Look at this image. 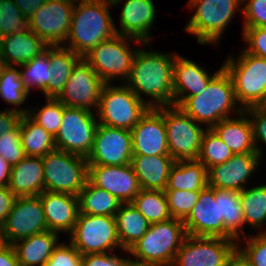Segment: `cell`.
Instances as JSON below:
<instances>
[{
	"label": "cell",
	"mask_w": 266,
	"mask_h": 266,
	"mask_svg": "<svg viewBox=\"0 0 266 266\" xmlns=\"http://www.w3.org/2000/svg\"><path fill=\"white\" fill-rule=\"evenodd\" d=\"M177 53L136 51L131 72L124 82L150 108L174 105L173 74ZM142 94L150 98L145 100Z\"/></svg>",
	"instance_id": "6da1fadb"
},
{
	"label": "cell",
	"mask_w": 266,
	"mask_h": 266,
	"mask_svg": "<svg viewBox=\"0 0 266 266\" xmlns=\"http://www.w3.org/2000/svg\"><path fill=\"white\" fill-rule=\"evenodd\" d=\"M110 7L112 3L107 0H76L65 41L69 46H64L84 57L100 42L114 37L117 33Z\"/></svg>",
	"instance_id": "7a4b0ae2"
},
{
	"label": "cell",
	"mask_w": 266,
	"mask_h": 266,
	"mask_svg": "<svg viewBox=\"0 0 266 266\" xmlns=\"http://www.w3.org/2000/svg\"><path fill=\"white\" fill-rule=\"evenodd\" d=\"M179 107L197 123L205 124L207 129L230 118L231 112H236L237 116L243 111L237 103L232 79L224 68L208 83L205 90L188 97Z\"/></svg>",
	"instance_id": "3957f363"
},
{
	"label": "cell",
	"mask_w": 266,
	"mask_h": 266,
	"mask_svg": "<svg viewBox=\"0 0 266 266\" xmlns=\"http://www.w3.org/2000/svg\"><path fill=\"white\" fill-rule=\"evenodd\" d=\"M186 236L183 220L171 218L150 224L147 232L128 249L134 256L130 260L139 264L173 266Z\"/></svg>",
	"instance_id": "277c9868"
},
{
	"label": "cell",
	"mask_w": 266,
	"mask_h": 266,
	"mask_svg": "<svg viewBox=\"0 0 266 266\" xmlns=\"http://www.w3.org/2000/svg\"><path fill=\"white\" fill-rule=\"evenodd\" d=\"M149 108L125 83L119 86L105 83L94 112L99 124L131 131Z\"/></svg>",
	"instance_id": "5b68a950"
},
{
	"label": "cell",
	"mask_w": 266,
	"mask_h": 266,
	"mask_svg": "<svg viewBox=\"0 0 266 266\" xmlns=\"http://www.w3.org/2000/svg\"><path fill=\"white\" fill-rule=\"evenodd\" d=\"M241 5L242 0H189L195 10L184 30L202 45H216Z\"/></svg>",
	"instance_id": "8992f818"
},
{
	"label": "cell",
	"mask_w": 266,
	"mask_h": 266,
	"mask_svg": "<svg viewBox=\"0 0 266 266\" xmlns=\"http://www.w3.org/2000/svg\"><path fill=\"white\" fill-rule=\"evenodd\" d=\"M223 68L232 79L242 109L255 107L266 93V60L243 50L237 59L228 56Z\"/></svg>",
	"instance_id": "52a82bcc"
},
{
	"label": "cell",
	"mask_w": 266,
	"mask_h": 266,
	"mask_svg": "<svg viewBox=\"0 0 266 266\" xmlns=\"http://www.w3.org/2000/svg\"><path fill=\"white\" fill-rule=\"evenodd\" d=\"M44 191L78 196L88 180L85 157L55 149L41 157Z\"/></svg>",
	"instance_id": "ba28073f"
},
{
	"label": "cell",
	"mask_w": 266,
	"mask_h": 266,
	"mask_svg": "<svg viewBox=\"0 0 266 266\" xmlns=\"http://www.w3.org/2000/svg\"><path fill=\"white\" fill-rule=\"evenodd\" d=\"M128 40L134 43L144 44L132 37L116 34L114 37L100 42L83 58L97 72L104 83L119 79L124 82L128 79L132 68V62L137 49L131 48Z\"/></svg>",
	"instance_id": "9c48e42d"
},
{
	"label": "cell",
	"mask_w": 266,
	"mask_h": 266,
	"mask_svg": "<svg viewBox=\"0 0 266 266\" xmlns=\"http://www.w3.org/2000/svg\"><path fill=\"white\" fill-rule=\"evenodd\" d=\"M69 242L81 255L107 253L121 248L117 232L116 218L104 215L79 213Z\"/></svg>",
	"instance_id": "30bf717a"
},
{
	"label": "cell",
	"mask_w": 266,
	"mask_h": 266,
	"mask_svg": "<svg viewBox=\"0 0 266 266\" xmlns=\"http://www.w3.org/2000/svg\"><path fill=\"white\" fill-rule=\"evenodd\" d=\"M169 155L175 161L198 160L202 137L207 130L175 105L164 106Z\"/></svg>",
	"instance_id": "8fae6325"
},
{
	"label": "cell",
	"mask_w": 266,
	"mask_h": 266,
	"mask_svg": "<svg viewBox=\"0 0 266 266\" xmlns=\"http://www.w3.org/2000/svg\"><path fill=\"white\" fill-rule=\"evenodd\" d=\"M236 253V240L187 235L177 252L173 266H228Z\"/></svg>",
	"instance_id": "7c38bea8"
},
{
	"label": "cell",
	"mask_w": 266,
	"mask_h": 266,
	"mask_svg": "<svg viewBox=\"0 0 266 266\" xmlns=\"http://www.w3.org/2000/svg\"><path fill=\"white\" fill-rule=\"evenodd\" d=\"M96 116L90 110L64 105L62 124L55 136L56 149L87 158L99 124Z\"/></svg>",
	"instance_id": "4fadbf2b"
},
{
	"label": "cell",
	"mask_w": 266,
	"mask_h": 266,
	"mask_svg": "<svg viewBox=\"0 0 266 266\" xmlns=\"http://www.w3.org/2000/svg\"><path fill=\"white\" fill-rule=\"evenodd\" d=\"M46 230L39 195L16 197L5 223L0 227V242L12 245Z\"/></svg>",
	"instance_id": "5bb4252c"
},
{
	"label": "cell",
	"mask_w": 266,
	"mask_h": 266,
	"mask_svg": "<svg viewBox=\"0 0 266 266\" xmlns=\"http://www.w3.org/2000/svg\"><path fill=\"white\" fill-rule=\"evenodd\" d=\"M76 0H46L29 18V29L48 46L65 45Z\"/></svg>",
	"instance_id": "9a60e30c"
},
{
	"label": "cell",
	"mask_w": 266,
	"mask_h": 266,
	"mask_svg": "<svg viewBox=\"0 0 266 266\" xmlns=\"http://www.w3.org/2000/svg\"><path fill=\"white\" fill-rule=\"evenodd\" d=\"M104 84L97 72L82 57L74 66L67 83L56 99L67 107L93 111V108L95 110L98 108Z\"/></svg>",
	"instance_id": "2e32d148"
},
{
	"label": "cell",
	"mask_w": 266,
	"mask_h": 266,
	"mask_svg": "<svg viewBox=\"0 0 266 266\" xmlns=\"http://www.w3.org/2000/svg\"><path fill=\"white\" fill-rule=\"evenodd\" d=\"M133 156L131 131L98 124L88 165L117 166L130 164Z\"/></svg>",
	"instance_id": "e0dca14e"
},
{
	"label": "cell",
	"mask_w": 266,
	"mask_h": 266,
	"mask_svg": "<svg viewBox=\"0 0 266 266\" xmlns=\"http://www.w3.org/2000/svg\"><path fill=\"white\" fill-rule=\"evenodd\" d=\"M133 156L169 155L164 106L149 108L131 130Z\"/></svg>",
	"instance_id": "ac0fdd59"
},
{
	"label": "cell",
	"mask_w": 266,
	"mask_h": 266,
	"mask_svg": "<svg viewBox=\"0 0 266 266\" xmlns=\"http://www.w3.org/2000/svg\"><path fill=\"white\" fill-rule=\"evenodd\" d=\"M88 179L114 195L121 203H131L141 186L131 164L107 166L88 165Z\"/></svg>",
	"instance_id": "d6986e66"
},
{
	"label": "cell",
	"mask_w": 266,
	"mask_h": 266,
	"mask_svg": "<svg viewBox=\"0 0 266 266\" xmlns=\"http://www.w3.org/2000/svg\"><path fill=\"white\" fill-rule=\"evenodd\" d=\"M261 161L258 153H241L207 170L208 186L241 192Z\"/></svg>",
	"instance_id": "ffe728a7"
},
{
	"label": "cell",
	"mask_w": 266,
	"mask_h": 266,
	"mask_svg": "<svg viewBox=\"0 0 266 266\" xmlns=\"http://www.w3.org/2000/svg\"><path fill=\"white\" fill-rule=\"evenodd\" d=\"M183 222L187 235L224 238V220L220 218L214 187L207 185L200 191L198 202Z\"/></svg>",
	"instance_id": "44dd1931"
},
{
	"label": "cell",
	"mask_w": 266,
	"mask_h": 266,
	"mask_svg": "<svg viewBox=\"0 0 266 266\" xmlns=\"http://www.w3.org/2000/svg\"><path fill=\"white\" fill-rule=\"evenodd\" d=\"M124 1L120 13V29L115 26L118 35L128 36L150 44L151 27L153 26L156 9L152 0H114L112 6Z\"/></svg>",
	"instance_id": "7402d4cb"
},
{
	"label": "cell",
	"mask_w": 266,
	"mask_h": 266,
	"mask_svg": "<svg viewBox=\"0 0 266 266\" xmlns=\"http://www.w3.org/2000/svg\"><path fill=\"white\" fill-rule=\"evenodd\" d=\"M222 69L223 65L210 75L197 63L177 54L173 74L174 105L179 107L188 97L200 94Z\"/></svg>",
	"instance_id": "603a6c76"
},
{
	"label": "cell",
	"mask_w": 266,
	"mask_h": 266,
	"mask_svg": "<svg viewBox=\"0 0 266 266\" xmlns=\"http://www.w3.org/2000/svg\"><path fill=\"white\" fill-rule=\"evenodd\" d=\"M41 200L47 229L52 232L71 233L79 214L78 196L43 191Z\"/></svg>",
	"instance_id": "cb8c5ba5"
},
{
	"label": "cell",
	"mask_w": 266,
	"mask_h": 266,
	"mask_svg": "<svg viewBox=\"0 0 266 266\" xmlns=\"http://www.w3.org/2000/svg\"><path fill=\"white\" fill-rule=\"evenodd\" d=\"M48 45L30 29L5 35L0 41V54L7 65L21 66L43 53Z\"/></svg>",
	"instance_id": "d4e9b609"
},
{
	"label": "cell",
	"mask_w": 266,
	"mask_h": 266,
	"mask_svg": "<svg viewBox=\"0 0 266 266\" xmlns=\"http://www.w3.org/2000/svg\"><path fill=\"white\" fill-rule=\"evenodd\" d=\"M8 188L17 196H37L44 191L42 158L26 156L11 168Z\"/></svg>",
	"instance_id": "484cf974"
},
{
	"label": "cell",
	"mask_w": 266,
	"mask_h": 266,
	"mask_svg": "<svg viewBox=\"0 0 266 266\" xmlns=\"http://www.w3.org/2000/svg\"><path fill=\"white\" fill-rule=\"evenodd\" d=\"M175 162L170 155H154L132 156L130 164L141 189L164 191Z\"/></svg>",
	"instance_id": "4316f807"
},
{
	"label": "cell",
	"mask_w": 266,
	"mask_h": 266,
	"mask_svg": "<svg viewBox=\"0 0 266 266\" xmlns=\"http://www.w3.org/2000/svg\"><path fill=\"white\" fill-rule=\"evenodd\" d=\"M238 118L221 120L211 129L229 147L233 154L257 153L253 141L252 125L242 111Z\"/></svg>",
	"instance_id": "83f0119b"
},
{
	"label": "cell",
	"mask_w": 266,
	"mask_h": 266,
	"mask_svg": "<svg viewBox=\"0 0 266 266\" xmlns=\"http://www.w3.org/2000/svg\"><path fill=\"white\" fill-rule=\"evenodd\" d=\"M58 233L46 230L12 244L20 266H45L58 246Z\"/></svg>",
	"instance_id": "f1b7e54d"
},
{
	"label": "cell",
	"mask_w": 266,
	"mask_h": 266,
	"mask_svg": "<svg viewBox=\"0 0 266 266\" xmlns=\"http://www.w3.org/2000/svg\"><path fill=\"white\" fill-rule=\"evenodd\" d=\"M51 62L47 87L43 91L45 98H56L68 81L76 63L82 58L64 45L48 46Z\"/></svg>",
	"instance_id": "f546056e"
},
{
	"label": "cell",
	"mask_w": 266,
	"mask_h": 266,
	"mask_svg": "<svg viewBox=\"0 0 266 266\" xmlns=\"http://www.w3.org/2000/svg\"><path fill=\"white\" fill-rule=\"evenodd\" d=\"M208 185L206 167L198 160L176 161L172 166L165 190L200 192Z\"/></svg>",
	"instance_id": "4dcf8cb0"
},
{
	"label": "cell",
	"mask_w": 266,
	"mask_h": 266,
	"mask_svg": "<svg viewBox=\"0 0 266 266\" xmlns=\"http://www.w3.org/2000/svg\"><path fill=\"white\" fill-rule=\"evenodd\" d=\"M215 199H219L220 218L224 220V238L239 242L245 219L240 192L214 188Z\"/></svg>",
	"instance_id": "1f68e13d"
},
{
	"label": "cell",
	"mask_w": 266,
	"mask_h": 266,
	"mask_svg": "<svg viewBox=\"0 0 266 266\" xmlns=\"http://www.w3.org/2000/svg\"><path fill=\"white\" fill-rule=\"evenodd\" d=\"M79 213L115 217L122 204L114 195L95 186L89 179L79 195Z\"/></svg>",
	"instance_id": "d6a6232c"
},
{
	"label": "cell",
	"mask_w": 266,
	"mask_h": 266,
	"mask_svg": "<svg viewBox=\"0 0 266 266\" xmlns=\"http://www.w3.org/2000/svg\"><path fill=\"white\" fill-rule=\"evenodd\" d=\"M115 218L118 237L124 250H128L150 227L148 220L132 203H122Z\"/></svg>",
	"instance_id": "836d02e7"
},
{
	"label": "cell",
	"mask_w": 266,
	"mask_h": 266,
	"mask_svg": "<svg viewBox=\"0 0 266 266\" xmlns=\"http://www.w3.org/2000/svg\"><path fill=\"white\" fill-rule=\"evenodd\" d=\"M21 145L26 156L43 157L56 149L55 137L23 114L19 121Z\"/></svg>",
	"instance_id": "e575fe53"
},
{
	"label": "cell",
	"mask_w": 266,
	"mask_h": 266,
	"mask_svg": "<svg viewBox=\"0 0 266 266\" xmlns=\"http://www.w3.org/2000/svg\"><path fill=\"white\" fill-rule=\"evenodd\" d=\"M131 203L150 224L172 218L164 191L141 189Z\"/></svg>",
	"instance_id": "d590c367"
},
{
	"label": "cell",
	"mask_w": 266,
	"mask_h": 266,
	"mask_svg": "<svg viewBox=\"0 0 266 266\" xmlns=\"http://www.w3.org/2000/svg\"><path fill=\"white\" fill-rule=\"evenodd\" d=\"M245 224L253 229L266 223V184L245 188L240 192Z\"/></svg>",
	"instance_id": "8d00e7d4"
},
{
	"label": "cell",
	"mask_w": 266,
	"mask_h": 266,
	"mask_svg": "<svg viewBox=\"0 0 266 266\" xmlns=\"http://www.w3.org/2000/svg\"><path fill=\"white\" fill-rule=\"evenodd\" d=\"M28 95L29 92L23 86L21 71L13 65H8L0 77V97L6 103L16 106L12 110L23 115L27 114L29 109L18 106L26 101Z\"/></svg>",
	"instance_id": "74e56055"
},
{
	"label": "cell",
	"mask_w": 266,
	"mask_h": 266,
	"mask_svg": "<svg viewBox=\"0 0 266 266\" xmlns=\"http://www.w3.org/2000/svg\"><path fill=\"white\" fill-rule=\"evenodd\" d=\"M50 65L51 62L48 57L47 46L45 51L39 56H36L26 64L19 66L20 68L22 67V70L20 69V71L23 86L28 92L34 87L40 89L42 92L45 90L50 80Z\"/></svg>",
	"instance_id": "f35d334b"
},
{
	"label": "cell",
	"mask_w": 266,
	"mask_h": 266,
	"mask_svg": "<svg viewBox=\"0 0 266 266\" xmlns=\"http://www.w3.org/2000/svg\"><path fill=\"white\" fill-rule=\"evenodd\" d=\"M233 156L229 147L212 129H207L202 137L198 161L208 170L212 166L225 163Z\"/></svg>",
	"instance_id": "ab89813d"
},
{
	"label": "cell",
	"mask_w": 266,
	"mask_h": 266,
	"mask_svg": "<svg viewBox=\"0 0 266 266\" xmlns=\"http://www.w3.org/2000/svg\"><path fill=\"white\" fill-rule=\"evenodd\" d=\"M46 101L41 109L32 108L27 115L55 137L62 124L64 105L56 98H46Z\"/></svg>",
	"instance_id": "60d3db41"
},
{
	"label": "cell",
	"mask_w": 266,
	"mask_h": 266,
	"mask_svg": "<svg viewBox=\"0 0 266 266\" xmlns=\"http://www.w3.org/2000/svg\"><path fill=\"white\" fill-rule=\"evenodd\" d=\"M29 29V21L13 0H0V33L2 36Z\"/></svg>",
	"instance_id": "b9f144b4"
},
{
	"label": "cell",
	"mask_w": 266,
	"mask_h": 266,
	"mask_svg": "<svg viewBox=\"0 0 266 266\" xmlns=\"http://www.w3.org/2000/svg\"><path fill=\"white\" fill-rule=\"evenodd\" d=\"M172 218L185 220L198 202L200 192L188 190H164Z\"/></svg>",
	"instance_id": "7bdbcfd3"
},
{
	"label": "cell",
	"mask_w": 266,
	"mask_h": 266,
	"mask_svg": "<svg viewBox=\"0 0 266 266\" xmlns=\"http://www.w3.org/2000/svg\"><path fill=\"white\" fill-rule=\"evenodd\" d=\"M243 238L246 245L237 242V253L251 266H266V231Z\"/></svg>",
	"instance_id": "ee69618b"
},
{
	"label": "cell",
	"mask_w": 266,
	"mask_h": 266,
	"mask_svg": "<svg viewBox=\"0 0 266 266\" xmlns=\"http://www.w3.org/2000/svg\"><path fill=\"white\" fill-rule=\"evenodd\" d=\"M0 156L11 166L18 164L26 157L21 145L19 123L11 131L0 135Z\"/></svg>",
	"instance_id": "f6af8a7d"
},
{
	"label": "cell",
	"mask_w": 266,
	"mask_h": 266,
	"mask_svg": "<svg viewBox=\"0 0 266 266\" xmlns=\"http://www.w3.org/2000/svg\"><path fill=\"white\" fill-rule=\"evenodd\" d=\"M242 4L243 28H266V0H242Z\"/></svg>",
	"instance_id": "bcb514c9"
},
{
	"label": "cell",
	"mask_w": 266,
	"mask_h": 266,
	"mask_svg": "<svg viewBox=\"0 0 266 266\" xmlns=\"http://www.w3.org/2000/svg\"><path fill=\"white\" fill-rule=\"evenodd\" d=\"M45 266H82V255L70 242H60Z\"/></svg>",
	"instance_id": "7dc6e473"
},
{
	"label": "cell",
	"mask_w": 266,
	"mask_h": 266,
	"mask_svg": "<svg viewBox=\"0 0 266 266\" xmlns=\"http://www.w3.org/2000/svg\"><path fill=\"white\" fill-rule=\"evenodd\" d=\"M242 29L244 42L248 44V47L242 50L266 60V28L249 27Z\"/></svg>",
	"instance_id": "c3c4849f"
},
{
	"label": "cell",
	"mask_w": 266,
	"mask_h": 266,
	"mask_svg": "<svg viewBox=\"0 0 266 266\" xmlns=\"http://www.w3.org/2000/svg\"><path fill=\"white\" fill-rule=\"evenodd\" d=\"M243 111L249 115L248 118L252 125L254 145L260 158H263V153L258 143L262 142L266 145V114L262 113L255 107H248Z\"/></svg>",
	"instance_id": "681fc988"
},
{
	"label": "cell",
	"mask_w": 266,
	"mask_h": 266,
	"mask_svg": "<svg viewBox=\"0 0 266 266\" xmlns=\"http://www.w3.org/2000/svg\"><path fill=\"white\" fill-rule=\"evenodd\" d=\"M129 260L110 252L86 254L82 255V266H125Z\"/></svg>",
	"instance_id": "f907efd6"
},
{
	"label": "cell",
	"mask_w": 266,
	"mask_h": 266,
	"mask_svg": "<svg viewBox=\"0 0 266 266\" xmlns=\"http://www.w3.org/2000/svg\"><path fill=\"white\" fill-rule=\"evenodd\" d=\"M16 197L8 186L0 187V227L5 223Z\"/></svg>",
	"instance_id": "816d5d0a"
},
{
	"label": "cell",
	"mask_w": 266,
	"mask_h": 266,
	"mask_svg": "<svg viewBox=\"0 0 266 266\" xmlns=\"http://www.w3.org/2000/svg\"><path fill=\"white\" fill-rule=\"evenodd\" d=\"M22 114L12 110V108H5L0 110V135L11 131L20 121Z\"/></svg>",
	"instance_id": "f5cc1de1"
},
{
	"label": "cell",
	"mask_w": 266,
	"mask_h": 266,
	"mask_svg": "<svg viewBox=\"0 0 266 266\" xmlns=\"http://www.w3.org/2000/svg\"><path fill=\"white\" fill-rule=\"evenodd\" d=\"M0 266H20L11 244L0 242Z\"/></svg>",
	"instance_id": "db71d44e"
},
{
	"label": "cell",
	"mask_w": 266,
	"mask_h": 266,
	"mask_svg": "<svg viewBox=\"0 0 266 266\" xmlns=\"http://www.w3.org/2000/svg\"><path fill=\"white\" fill-rule=\"evenodd\" d=\"M46 0H13L23 16L29 18Z\"/></svg>",
	"instance_id": "11a10c76"
},
{
	"label": "cell",
	"mask_w": 266,
	"mask_h": 266,
	"mask_svg": "<svg viewBox=\"0 0 266 266\" xmlns=\"http://www.w3.org/2000/svg\"><path fill=\"white\" fill-rule=\"evenodd\" d=\"M12 166L0 156V187L9 185Z\"/></svg>",
	"instance_id": "9f6ffc18"
},
{
	"label": "cell",
	"mask_w": 266,
	"mask_h": 266,
	"mask_svg": "<svg viewBox=\"0 0 266 266\" xmlns=\"http://www.w3.org/2000/svg\"><path fill=\"white\" fill-rule=\"evenodd\" d=\"M228 266H251L238 253L229 261Z\"/></svg>",
	"instance_id": "6f0895ef"
},
{
	"label": "cell",
	"mask_w": 266,
	"mask_h": 266,
	"mask_svg": "<svg viewBox=\"0 0 266 266\" xmlns=\"http://www.w3.org/2000/svg\"><path fill=\"white\" fill-rule=\"evenodd\" d=\"M256 109L261 111L262 113L266 114V93L262 97V99L258 102V104L255 106Z\"/></svg>",
	"instance_id": "680465c9"
},
{
	"label": "cell",
	"mask_w": 266,
	"mask_h": 266,
	"mask_svg": "<svg viewBox=\"0 0 266 266\" xmlns=\"http://www.w3.org/2000/svg\"><path fill=\"white\" fill-rule=\"evenodd\" d=\"M7 66L8 65H7L6 61L2 58V56L0 54V77L3 75V72Z\"/></svg>",
	"instance_id": "91938a15"
},
{
	"label": "cell",
	"mask_w": 266,
	"mask_h": 266,
	"mask_svg": "<svg viewBox=\"0 0 266 266\" xmlns=\"http://www.w3.org/2000/svg\"><path fill=\"white\" fill-rule=\"evenodd\" d=\"M125 266H155V265H147V264H139V263H135L131 260H129Z\"/></svg>",
	"instance_id": "94428289"
}]
</instances>
